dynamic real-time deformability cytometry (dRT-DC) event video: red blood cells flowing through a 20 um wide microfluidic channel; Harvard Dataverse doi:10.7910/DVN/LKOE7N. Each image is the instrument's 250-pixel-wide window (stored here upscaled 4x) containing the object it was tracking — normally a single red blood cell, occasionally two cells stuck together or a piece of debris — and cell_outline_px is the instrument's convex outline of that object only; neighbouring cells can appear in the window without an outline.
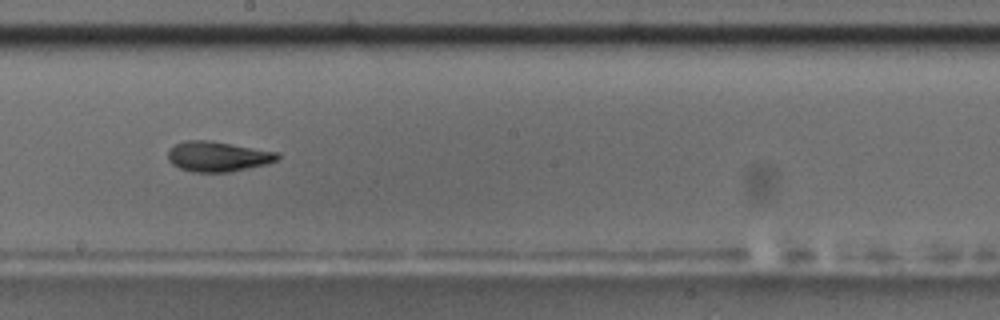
{"species": "common noctule bat (a hibernating species)", "species_latin": "Nyctalus noctula", "temperature_condition": "room temperature", "stored_images_in_passage": 40, "camera_frame_rate_fps": 3000, "um_per_image_px": 0.085, "animal": {"sex": "male", "body_mass_g": 17.5, "forearm_length_mm": 52.3}, "frame": {"image": 1, "passage_image": 23, "time_ms": 7.333, "image_size_px": [1000, 320], "cell_outline_px": [[280, 156], [276, 160], [268, 164], [228, 172], [192, 172], [180, 168], [172, 164], [168, 160], [168, 152], [176, 144], [184, 140], [212, 140], [280, 152]], "centroid_in_image_um": [18.54, 13.29], "position_along_channel_um": 229.7, "area_um2": 19.42}, "authors_computed_cell_mechanics": {"area_um2": 18.9584, "velocity_mm_per_s": 3.6971, "shape_relaxation_time_tau1_ms": 5.3331, "shape_relaxation_time_tau2_ms": 2.8414, "deformation_change_tau1": 0.1784, "deformation_change_tau2": 0.1021}}